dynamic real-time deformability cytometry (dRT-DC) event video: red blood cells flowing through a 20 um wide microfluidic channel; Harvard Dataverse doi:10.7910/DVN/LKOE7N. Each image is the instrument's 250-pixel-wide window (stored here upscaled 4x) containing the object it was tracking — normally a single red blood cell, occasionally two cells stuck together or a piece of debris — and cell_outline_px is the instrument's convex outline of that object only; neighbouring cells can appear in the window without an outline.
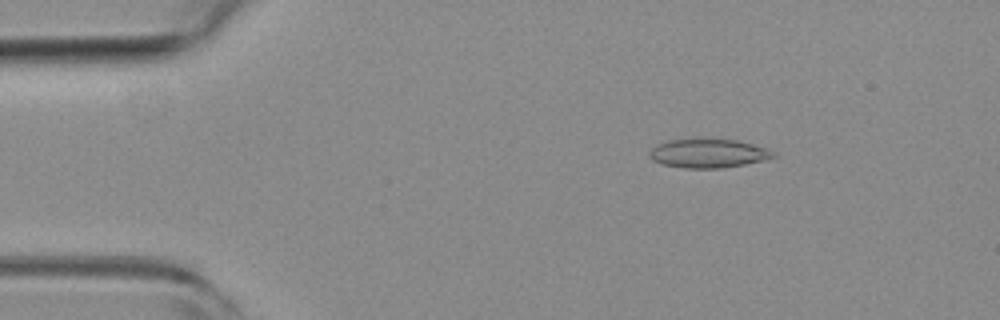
{"species": "common noctule bat (a hibernating species)", "species_latin": "Nyctalus noctula", "temperature_condition": "room temperature", "stored_images_in_passage": 54, "camera_frame_rate_fps": 3000, "um_per_image_px": 0.085, "animal": {"sex": "female", "body_mass_g": 19.3, "forearm_length_mm": 54.1}, "frame": {"image": 1, "passage_image": 8, "time_ms": 2.333, "image_size_px": [1000, 320], "cell_outline_px": [[776, 156], [764, 160], [744, 164], [720, 168], [684, 168], [664, 164], [652, 160], [648, 156], [648, 152], [652, 148], [668, 140], [736, 140], [752, 144], [776, 152]], "centroid_in_image_um": [60.2, 13.05], "position_along_channel_um": 24.8, "area_um2": 20.35}}
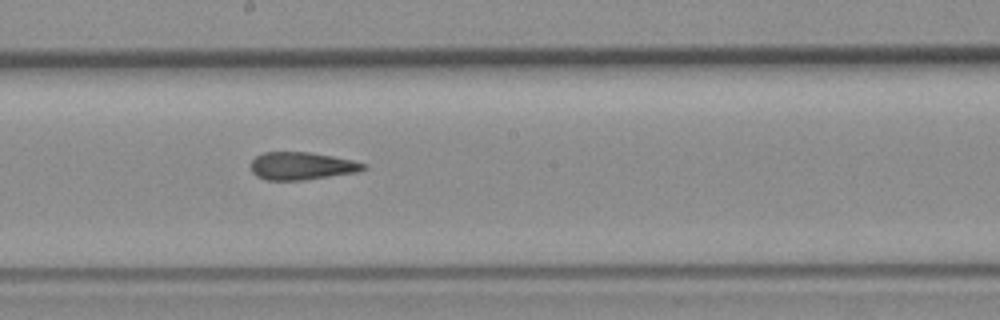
{"frame": {"image": 2, "passage_image": 29, "time_ms": 9.333, "image_size_px": [1000, 320], "cell_outline_px": [[368, 168], [360, 172], [304, 180], [264, 180], [256, 176], [252, 172], [252, 160], [256, 156], [264, 152], [308, 152], [332, 156], [352, 160], [368, 164]], "centroid_in_image_um": [25.69, 14.11], "position_along_channel_um": 222.5, "area_um2": 18.32}}
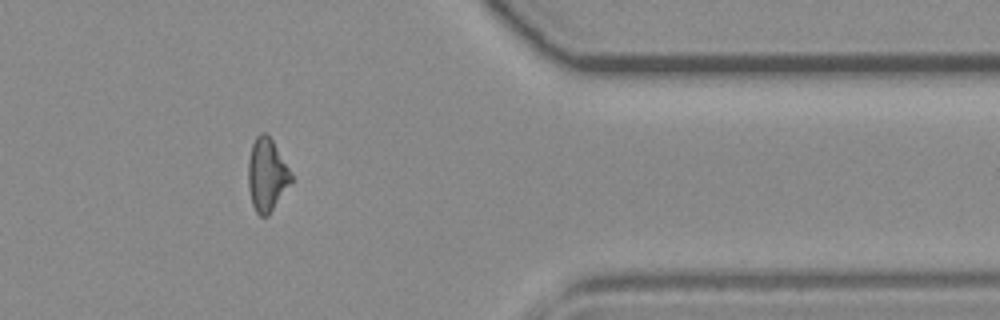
{"frame": {"image": 3, "passage_image": 44, "time_ms": 14.333, "image_size_px": [1000, 320], "cell_outline_px": [[292, 184], [268, 216], [260, 216], [256, 212], [252, 204], [248, 188], [248, 160], [252, 144], [256, 136], [260, 132], [264, 132], [272, 140], [292, 172]], "centroid_in_image_um": [22.69, 14.88], "position_along_channel_um": 388.7, "area_um2": 18.5}, "authors_computed_cell_mechanics": {"area_um2": 18.9295, "velocity_mm_per_s": 3.7664, "shape_relaxation_time_tau1_ms": null, "shape_relaxation_time_tau2_ms": 2.9761, "deformation_change_tau1": null, "deformation_change_tau2": 0.1237}}